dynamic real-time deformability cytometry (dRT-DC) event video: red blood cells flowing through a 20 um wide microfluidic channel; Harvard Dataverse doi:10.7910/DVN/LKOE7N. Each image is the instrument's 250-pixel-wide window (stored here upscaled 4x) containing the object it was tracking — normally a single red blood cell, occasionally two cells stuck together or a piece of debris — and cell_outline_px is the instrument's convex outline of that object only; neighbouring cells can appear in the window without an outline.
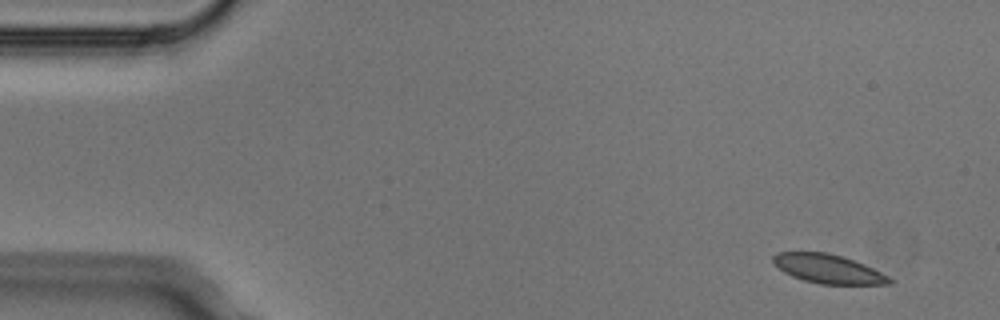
{"species": "Egyptian fruit bat (a non-hibernating species)", "species_latin": "Rousettus aegyptiacus", "temperature_condition": "cold", "stored_images_in_passage": 4, "camera_frame_rate_fps": 3000, "um_per_image_px": 0.085, "animal": {"sex": "male"}, "frame": {"image": 1, "passage_image": 1, "time_ms": 0.0, "image_size_px": [1000, 320], "cell_outline_px": [[896, 280], [892, 284], [820, 284], [804, 280], [792, 276], [784, 272], [772, 264], [772, 256], [776, 252], [828, 252], [864, 264]], "centroid_in_image_um": [70.37, 22.85], "position_along_channel_um": 14.6, "area_um2": 19.65}}
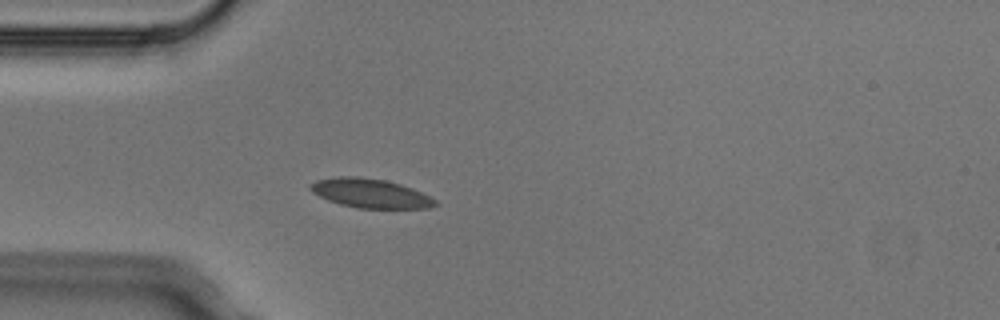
{"frame": {"image": 2, "passage_image": 4, "time_ms": 1.0, "image_size_px": [1000, 320], "cell_outline_px": [[440, 204], [428, 208], [356, 208], [340, 204], [328, 200], [312, 192], [308, 188], [308, 184], [316, 180], [340, 176], [356, 176], [384, 180], [400, 184], [412, 188], [436, 200]], "centroid_in_image_um": [31.45, 16.43], "position_along_channel_um": 53.5, "area_um2": 21.15}}